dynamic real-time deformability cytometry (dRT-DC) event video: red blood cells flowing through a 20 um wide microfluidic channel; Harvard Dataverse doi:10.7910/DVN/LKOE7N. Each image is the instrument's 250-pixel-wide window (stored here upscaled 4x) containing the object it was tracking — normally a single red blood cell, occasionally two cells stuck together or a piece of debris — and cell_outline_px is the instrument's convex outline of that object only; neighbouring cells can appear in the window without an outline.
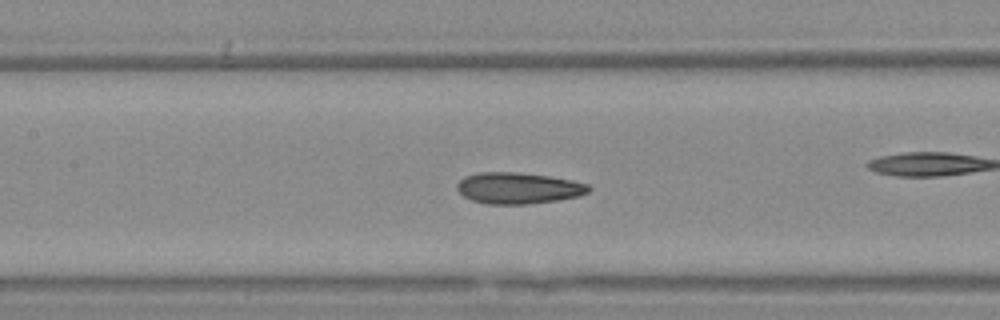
{"species": "Egyptian fruit bat (a non-hibernating species)", "species_latin": "Rousettus aegyptiacus", "temperature_condition": "warm", "stored_images_in_passage": 27, "camera_frame_rate_fps": 3000, "um_per_image_px": 0.085, "animal": {"sex": "female"}, "frame": {"image": 1, "passage_image": 8, "time_ms": 2.333, "image_size_px": [1000, 320], "cell_outline_px": [[592, 188], [588, 192], [580, 196], [560, 200], [528, 204], [488, 204], [472, 200], [464, 196], [456, 188], [456, 184], [464, 176], [480, 172], [516, 172], [548, 176], [572, 180], [588, 184]], "centroid_in_image_um": [44.07, 15.99], "position_along_channel_um": 163.3, "area_um2": 24.1}}